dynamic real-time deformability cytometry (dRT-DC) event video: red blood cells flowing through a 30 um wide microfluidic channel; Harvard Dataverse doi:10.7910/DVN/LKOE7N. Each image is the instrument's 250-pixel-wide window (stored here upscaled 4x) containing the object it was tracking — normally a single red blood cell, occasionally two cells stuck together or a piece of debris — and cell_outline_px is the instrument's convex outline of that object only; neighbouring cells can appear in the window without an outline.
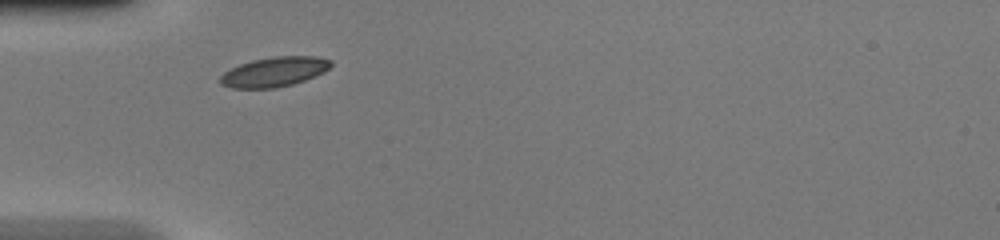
{"species": "common noctule bat (a hibernating species)", "species_latin": "Nyctalus noctula", "temperature_condition": "warm", "stored_images_in_passage": 34, "camera_frame_rate_fps": 3000, "um_per_image_px": 0.085, "animal": {"sex": "female", "body_mass_g": 20.0, "forearm_length_mm": 54.0}, "frame": {"image": 1, "passage_image": 1, "time_ms": 0.0, "image_size_px": [1000, 240], "cell_outline_px": [[332, 64], [324, 72], [304, 80], [292, 84], [276, 88], [232, 88], [220, 84], [220, 76], [224, 72], [240, 64], [252, 60], [276, 56], [316, 56], [332, 60]], "centroid_in_image_um": [23.31, 6.1], "position_along_channel_um": 61.7, "area_um2": 19.07}}
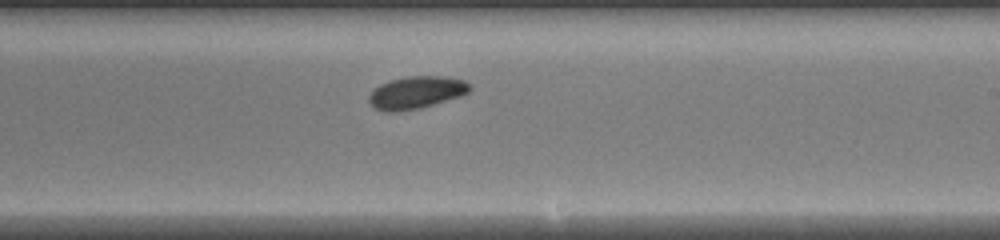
{"frame": {"image": 2, "passage_image": 15, "time_ms": 4.667, "image_size_px": [1000, 240], "cell_outline_px": [[472, 88], [468, 92], [460, 96], [420, 108], [396, 112], [384, 112], [376, 108], [368, 100], [368, 96], [380, 84], [388, 80], [408, 76], [444, 76], [464, 80], [472, 84]], "centroid_in_image_um": [35.4, 7.85], "position_along_channel_um": 253.6, "area_um2": 19.07}}
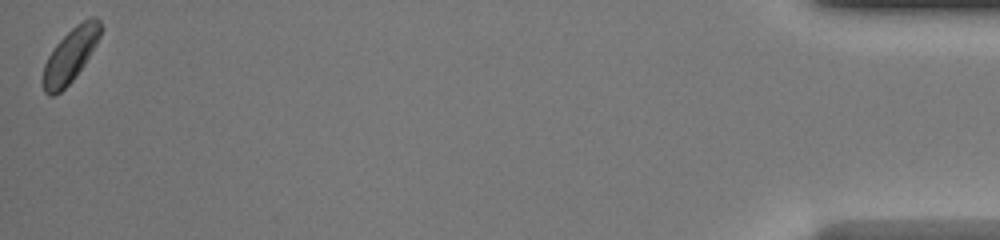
{"frame": {"image": 3, "passage_image": 34, "time_ms": 11.0, "image_size_px": [1000, 240], "cell_outline_px": [[104, 28], [96, 44], [84, 64], [72, 80], [60, 92], [52, 96], [48, 96], [44, 92], [40, 80], [44, 64], [48, 56], [56, 44], [76, 24], [92, 16], [96, 16], [100, 20]], "centroid_in_image_um": [5.96, 4.7], "position_along_channel_um": 429.2, "area_um2": 18.26}, "authors_computed_cell_mechanics": {"area_um2": 18.496, "velocity_mm_per_s": 4.196, "shape_relaxation_time_tau1_ms": 6.0701, "shape_relaxation_time_tau2_ms": null, "deformation_change_tau1": 0.1291, "deformation_change_tau2": null}}